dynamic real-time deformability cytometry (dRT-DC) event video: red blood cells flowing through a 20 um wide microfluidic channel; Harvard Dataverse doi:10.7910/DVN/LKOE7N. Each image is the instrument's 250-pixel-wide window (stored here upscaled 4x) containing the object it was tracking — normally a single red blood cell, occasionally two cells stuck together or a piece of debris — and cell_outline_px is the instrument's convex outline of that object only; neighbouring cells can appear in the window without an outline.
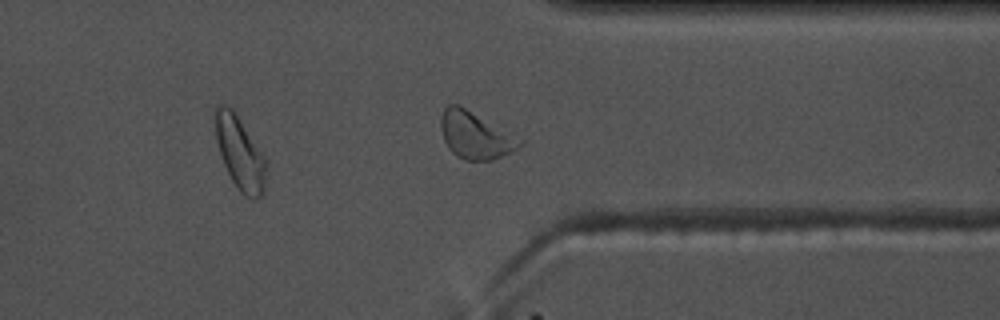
{"species": "common noctule bat (a hibernating species)", "species_latin": "Nyctalus noctula", "temperature_condition": "warm", "stored_images_in_passage": 37, "camera_frame_rate_fps": 3000, "um_per_image_px": 0.085, "animal": {"sex": "male", "body_mass_g": 17.5, "forearm_length_mm": 52.3}, "frame": {"image": 1, "passage_image": 32, "time_ms": 10.333, "image_size_px": [1000, 320], "cell_outline_px": [[528, 140], [524, 144], [512, 152], [492, 160], [464, 160], [456, 156], [448, 148], [444, 140], [440, 124], [440, 116], [444, 108], [448, 104], [460, 104]], "centroid_in_image_um": [40.47, 11.47], "position_along_channel_um": 370.9, "area_um2": 22.48}, "authors_computed_cell_mechanics": {"area_um2": 20.1144, "velocity_mm_per_s": 3.6166, "shape_relaxation_time_tau1_ms": 3.6276, "shape_relaxation_time_tau2_ms": 2.0577, "deformation_change_tau1": 0.1067, "deformation_change_tau2": 0.0704}}